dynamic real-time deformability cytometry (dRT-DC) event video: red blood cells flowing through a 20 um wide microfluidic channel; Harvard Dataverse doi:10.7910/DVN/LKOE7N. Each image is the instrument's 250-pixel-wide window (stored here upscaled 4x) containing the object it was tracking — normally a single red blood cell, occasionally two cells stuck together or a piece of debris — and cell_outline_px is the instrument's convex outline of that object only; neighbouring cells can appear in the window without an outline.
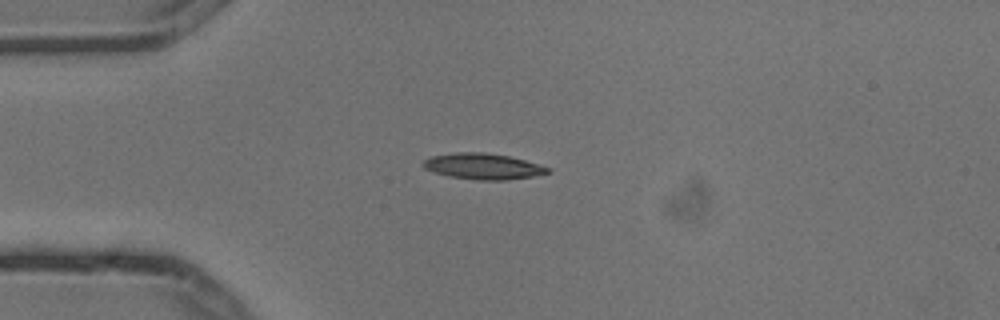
{"species": "common noctule bat (a hibernating species)", "species_latin": "Nyctalus noctula", "temperature_condition": "cold", "stored_images_in_passage": 8, "camera_frame_rate_fps": 3000, "um_per_image_px": 0.085, "animal": {"sex": "male", "body_mass_g": 13.3}, "frame": {"image": 1, "passage_image": 3, "time_ms": 0.667, "image_size_px": [1000, 320], "cell_outline_px": [[552, 172], [532, 176], [508, 180], [476, 180], [448, 176], [424, 168], [420, 164], [424, 160], [432, 156], [456, 152], [484, 152], [508, 156], [524, 160], [552, 168]], "centroid_in_image_um": [41.06, 14.14], "position_along_channel_um": 43.9, "area_um2": 18.84}}
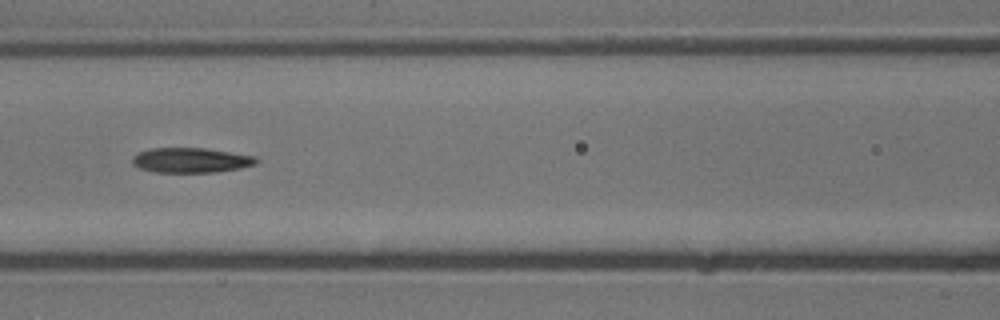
{"frame": {"image": 2, "passage_image": 6, "time_ms": 1.667, "image_size_px": [1000, 320], "cell_outline_px": [[260, 160], [256, 164], [240, 168], [216, 172], [152, 172], [140, 168], [132, 164], [132, 156], [136, 152], [152, 148], [204, 148], [256, 156]], "centroid_in_image_um": [16.21, 13.62], "position_along_channel_um": 150.4, "area_um2": 18.15}}
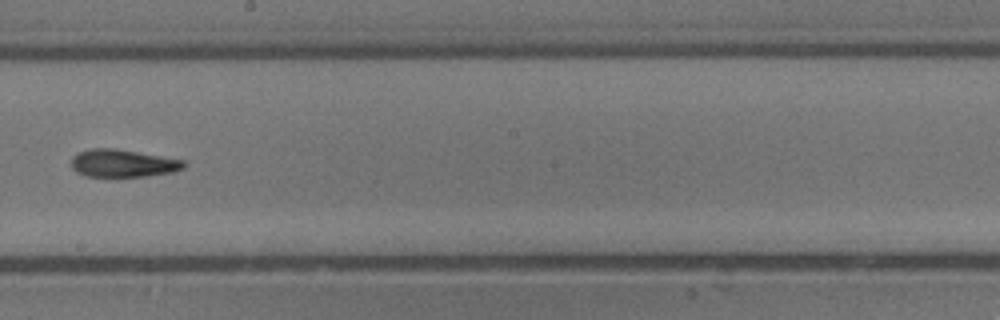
{"frame": {"image": 3, "passage_image": 8, "time_ms": 2.333, "image_size_px": [1000, 320], "cell_outline_px": [[184, 168], [172, 172], [144, 176], [88, 176], [76, 172], [72, 168], [72, 156], [76, 152], [92, 148], [116, 148], [184, 160]], "centroid_in_image_um": [10.41, 13.86], "position_along_channel_um": 237.8, "area_um2": 18.03}}